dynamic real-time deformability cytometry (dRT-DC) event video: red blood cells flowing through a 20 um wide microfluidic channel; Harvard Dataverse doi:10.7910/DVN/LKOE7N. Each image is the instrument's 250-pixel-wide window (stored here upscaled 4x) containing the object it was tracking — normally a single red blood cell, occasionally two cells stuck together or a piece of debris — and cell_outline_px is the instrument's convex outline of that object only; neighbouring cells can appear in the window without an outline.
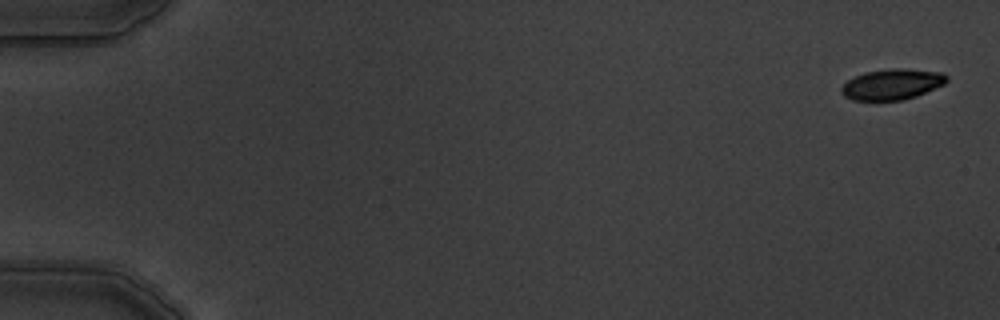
{"species": "common noctule bat (a hibernating species)", "species_latin": "Nyctalus noctula", "temperature_condition": "warm", "stored_images_in_passage": 3, "camera_frame_rate_fps": 3000, "um_per_image_px": 0.085, "animal": {"sex": "male", "body_mass_g": 19.5, "forearm_length_mm": 54.6}, "frame": {"image": 1, "passage_image": 1, "time_ms": 0.0, "image_size_px": [1000, 320], "cell_outline_px": [[948, 80], [944, 84], [916, 96], [904, 100], [852, 100], [844, 96], [840, 92], [840, 88], [848, 80], [864, 72], [892, 68], [904, 68], [940, 72], [948, 76]], "centroid_in_image_um": [75.82, 7.16], "position_along_channel_um": 9.2, "area_um2": 18.84}}